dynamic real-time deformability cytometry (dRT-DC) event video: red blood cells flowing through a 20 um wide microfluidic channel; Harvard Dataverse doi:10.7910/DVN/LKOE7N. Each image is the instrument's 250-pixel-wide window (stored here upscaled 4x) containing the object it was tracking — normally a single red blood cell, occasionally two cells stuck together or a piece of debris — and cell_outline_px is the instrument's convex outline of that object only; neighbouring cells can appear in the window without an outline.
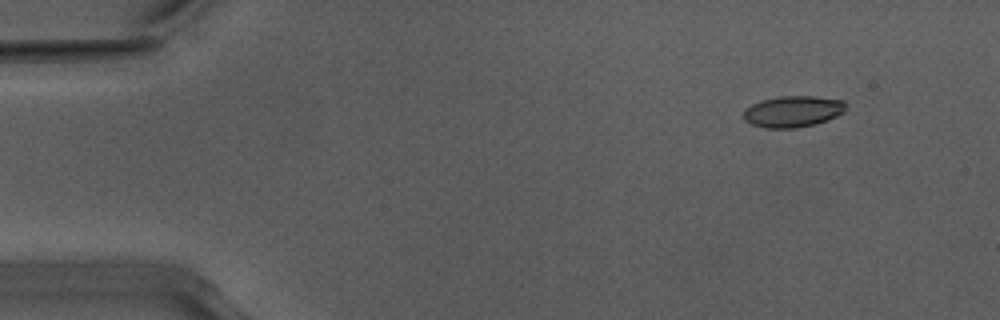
{"species": "Egyptian fruit bat (a non-hibernating species)", "species_latin": "Rousettus aegyptiacus", "temperature_condition": "warm", "stored_images_in_passage": 49, "camera_frame_rate_fps": 3000, "um_per_image_px": 0.085, "animal": {"sex": "male"}, "frame": {"image": 1, "passage_image": 1, "time_ms": 0.0, "image_size_px": [1000, 320], "cell_outline_px": [[848, 104], [844, 112], [828, 120], [816, 124], [796, 128], [764, 128], [752, 124], [744, 120], [744, 108], [752, 104], [764, 100], [780, 96], [812, 96], [844, 100]], "centroid_in_image_um": [67.43, 9.48], "position_along_channel_um": 17.6, "area_um2": 18.79}}
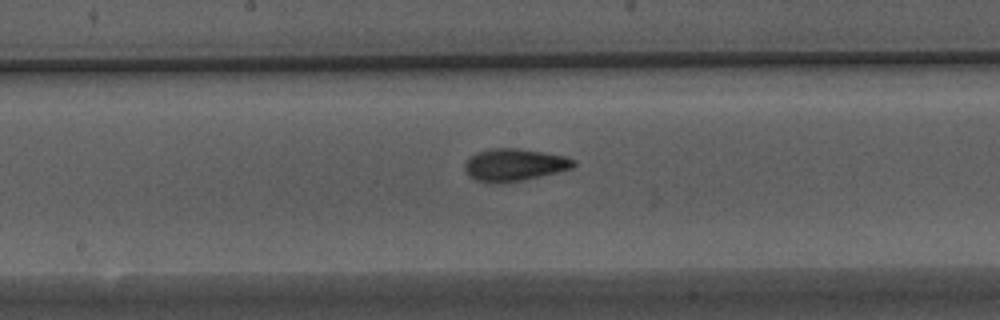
{"frame": {"image": 2, "passage_image": 23, "time_ms": 7.333, "image_size_px": [1000, 320], "cell_outline_px": [[576, 164], [572, 168], [524, 180], [500, 184], [492, 184], [476, 180], [468, 176], [464, 168], [464, 164], [476, 152], [492, 148], [516, 148], [544, 152], [564, 156], [576, 160]], "centroid_in_image_um": [43.69, 14.02], "position_along_channel_um": 204.5, "area_um2": 20.63}}
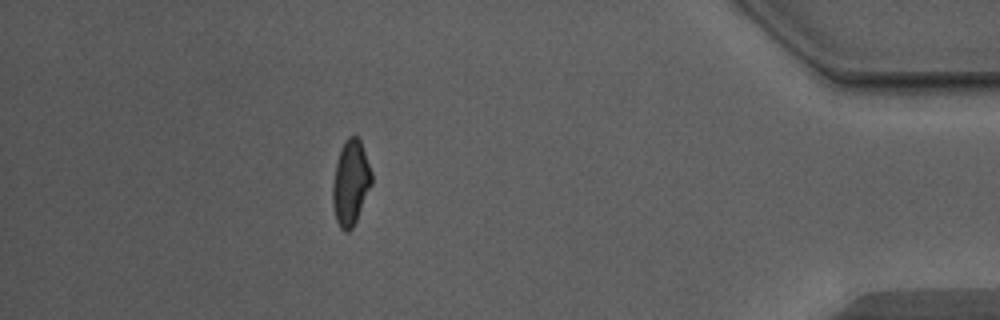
{"frame": {"image": 3, "passage_image": 42, "time_ms": 13.667, "image_size_px": [1000, 320], "cell_outline_px": [[372, 184], [356, 220], [352, 228], [348, 232], [344, 232], [340, 228], [336, 220], [332, 204], [332, 184], [336, 164], [340, 152], [348, 136], [356, 136], [360, 140], [372, 172]], "centroid_in_image_um": [29.8, 15.57], "position_along_channel_um": 405.4, "area_um2": 19.13}, "authors_computed_cell_mechanics": {"area_um2": 19.3052, "velocity_mm_per_s": 3.9755, "shape_relaxation_time_tau1_ms": 6.452, "shape_relaxation_time_tau2_ms": 2.0679, "deformation_change_tau1": 0.1823, "deformation_change_tau2": 0.1012}}